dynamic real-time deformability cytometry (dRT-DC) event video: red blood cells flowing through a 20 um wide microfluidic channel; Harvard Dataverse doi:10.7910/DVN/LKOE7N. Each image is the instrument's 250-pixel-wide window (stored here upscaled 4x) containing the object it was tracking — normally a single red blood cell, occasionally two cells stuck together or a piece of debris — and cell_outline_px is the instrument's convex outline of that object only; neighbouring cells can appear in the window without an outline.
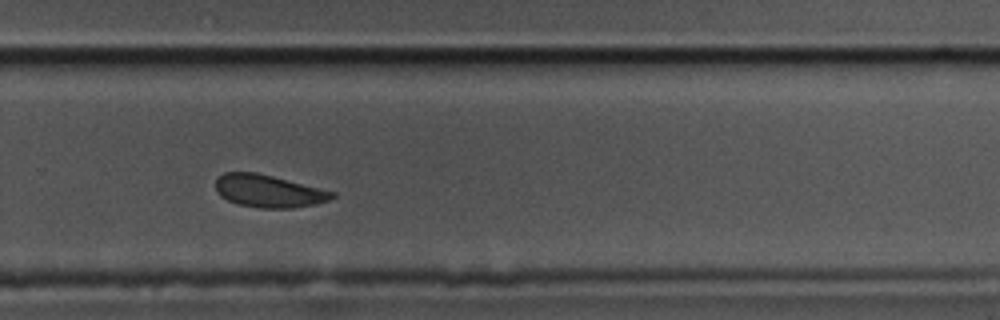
{"species": "common noctule bat (a hibernating species)", "species_latin": "Nyctalus noctula", "temperature_condition": "cold", "stored_images_in_passage": 15, "camera_frame_rate_fps": 3000, "um_per_image_px": 0.085, "animal": {"sex": "male", "body_mass_g": 17.5, "forearm_length_mm": 52.3}, "frame": {"image": 1, "passage_image": 11, "time_ms": 3.333, "image_size_px": [1000, 320], "cell_outline_px": [[336, 196], [328, 200], [316, 204], [292, 208], [260, 208], [236, 204], [220, 196], [216, 192], [216, 180], [224, 172], [256, 172], [336, 192]], "centroid_in_image_um": [22.82, 16.25], "position_along_channel_um": 307.0, "area_um2": 22.08}}
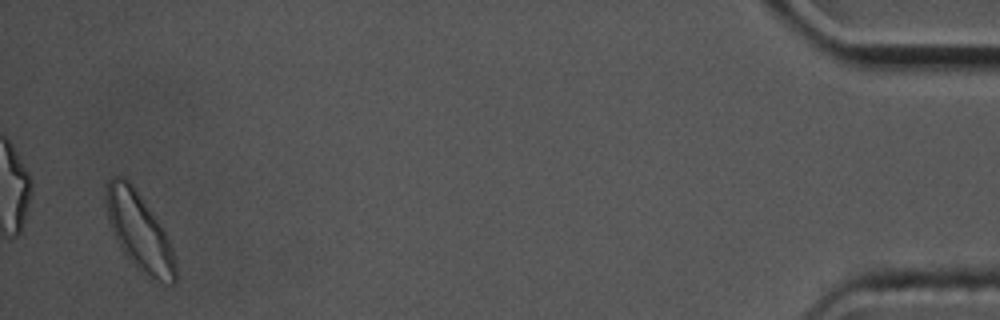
{"frame": {"image": 2, "passage_image": 15, "time_ms": 4.667, "image_size_px": [1000, 320], "cell_outline_px": [[176, 280], [172, 284], [164, 284], [148, 280], [136, 268], [120, 248], [112, 232], [108, 220], [104, 200], [104, 192], [108, 180], [112, 176], [124, 176], [132, 184], [164, 232], [172, 248], [176, 260]], "centroid_in_image_um": [11.8, 19.73], "position_along_channel_um": 423.4, "area_um2": 31.73}}